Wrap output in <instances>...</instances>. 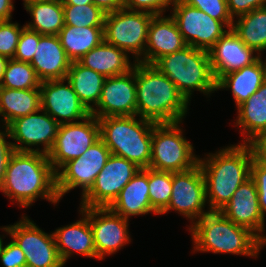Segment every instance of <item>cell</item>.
I'll list each match as a JSON object with an SVG mask.
<instances>
[{
  "label": "cell",
  "mask_w": 266,
  "mask_h": 267,
  "mask_svg": "<svg viewBox=\"0 0 266 267\" xmlns=\"http://www.w3.org/2000/svg\"><path fill=\"white\" fill-rule=\"evenodd\" d=\"M0 191L24 208L31 206L38 197L53 204L60 201L56 172L48 155L40 152L14 151L9 157Z\"/></svg>",
  "instance_id": "1"
},
{
  "label": "cell",
  "mask_w": 266,
  "mask_h": 267,
  "mask_svg": "<svg viewBox=\"0 0 266 267\" xmlns=\"http://www.w3.org/2000/svg\"><path fill=\"white\" fill-rule=\"evenodd\" d=\"M253 152L249 144L240 143L220 149L198 163L205 180L209 211H220L239 186L251 177Z\"/></svg>",
  "instance_id": "2"
},
{
  "label": "cell",
  "mask_w": 266,
  "mask_h": 267,
  "mask_svg": "<svg viewBox=\"0 0 266 267\" xmlns=\"http://www.w3.org/2000/svg\"><path fill=\"white\" fill-rule=\"evenodd\" d=\"M137 115L154 123L182 122L188 101L154 65L135 62Z\"/></svg>",
  "instance_id": "3"
},
{
  "label": "cell",
  "mask_w": 266,
  "mask_h": 267,
  "mask_svg": "<svg viewBox=\"0 0 266 267\" xmlns=\"http://www.w3.org/2000/svg\"><path fill=\"white\" fill-rule=\"evenodd\" d=\"M195 251L258 257L265 245L248 228L237 225L219 211H210L189 227Z\"/></svg>",
  "instance_id": "4"
},
{
  "label": "cell",
  "mask_w": 266,
  "mask_h": 267,
  "mask_svg": "<svg viewBox=\"0 0 266 267\" xmlns=\"http://www.w3.org/2000/svg\"><path fill=\"white\" fill-rule=\"evenodd\" d=\"M134 116L98 118L100 138L111 154L123 157L140 169L149 168L152 149L153 121Z\"/></svg>",
  "instance_id": "5"
},
{
  "label": "cell",
  "mask_w": 266,
  "mask_h": 267,
  "mask_svg": "<svg viewBox=\"0 0 266 267\" xmlns=\"http://www.w3.org/2000/svg\"><path fill=\"white\" fill-rule=\"evenodd\" d=\"M153 65L175 84L188 102L195 90L209 96L217 91L208 51L187 45L162 56Z\"/></svg>",
  "instance_id": "6"
},
{
  "label": "cell",
  "mask_w": 266,
  "mask_h": 267,
  "mask_svg": "<svg viewBox=\"0 0 266 267\" xmlns=\"http://www.w3.org/2000/svg\"><path fill=\"white\" fill-rule=\"evenodd\" d=\"M180 122L161 123L153 127L149 168L165 172H183L198 164L193 145L182 135Z\"/></svg>",
  "instance_id": "7"
},
{
  "label": "cell",
  "mask_w": 266,
  "mask_h": 267,
  "mask_svg": "<svg viewBox=\"0 0 266 267\" xmlns=\"http://www.w3.org/2000/svg\"><path fill=\"white\" fill-rule=\"evenodd\" d=\"M153 14L144 11L119 9L105 15L104 41L135 55L134 62L142 63L148 28Z\"/></svg>",
  "instance_id": "8"
},
{
  "label": "cell",
  "mask_w": 266,
  "mask_h": 267,
  "mask_svg": "<svg viewBox=\"0 0 266 267\" xmlns=\"http://www.w3.org/2000/svg\"><path fill=\"white\" fill-rule=\"evenodd\" d=\"M21 219L1 229L12 237L25 254L26 267H63L53 232L45 233L26 216Z\"/></svg>",
  "instance_id": "9"
},
{
  "label": "cell",
  "mask_w": 266,
  "mask_h": 267,
  "mask_svg": "<svg viewBox=\"0 0 266 267\" xmlns=\"http://www.w3.org/2000/svg\"><path fill=\"white\" fill-rule=\"evenodd\" d=\"M110 155V149L100 138L80 157L65 163L61 170L56 172V190L59 199L76 187L82 188L83 196L92 187Z\"/></svg>",
  "instance_id": "10"
},
{
  "label": "cell",
  "mask_w": 266,
  "mask_h": 267,
  "mask_svg": "<svg viewBox=\"0 0 266 267\" xmlns=\"http://www.w3.org/2000/svg\"><path fill=\"white\" fill-rule=\"evenodd\" d=\"M100 139V125L94 115L82 121L60 124L48 159L55 172L68 161L80 157Z\"/></svg>",
  "instance_id": "11"
},
{
  "label": "cell",
  "mask_w": 266,
  "mask_h": 267,
  "mask_svg": "<svg viewBox=\"0 0 266 267\" xmlns=\"http://www.w3.org/2000/svg\"><path fill=\"white\" fill-rule=\"evenodd\" d=\"M174 18L183 40L196 49L209 51L225 34L227 26L199 9L189 6L182 0H173Z\"/></svg>",
  "instance_id": "12"
},
{
  "label": "cell",
  "mask_w": 266,
  "mask_h": 267,
  "mask_svg": "<svg viewBox=\"0 0 266 267\" xmlns=\"http://www.w3.org/2000/svg\"><path fill=\"white\" fill-rule=\"evenodd\" d=\"M139 170L133 162L111 154L92 187L81 196V207H109Z\"/></svg>",
  "instance_id": "13"
},
{
  "label": "cell",
  "mask_w": 266,
  "mask_h": 267,
  "mask_svg": "<svg viewBox=\"0 0 266 267\" xmlns=\"http://www.w3.org/2000/svg\"><path fill=\"white\" fill-rule=\"evenodd\" d=\"M59 125L48 113L40 110L12 121L6 128L9 138L16 141L11 143L14 151L40 152L48 155L54 145ZM40 144L43 149L40 148Z\"/></svg>",
  "instance_id": "14"
},
{
  "label": "cell",
  "mask_w": 266,
  "mask_h": 267,
  "mask_svg": "<svg viewBox=\"0 0 266 267\" xmlns=\"http://www.w3.org/2000/svg\"><path fill=\"white\" fill-rule=\"evenodd\" d=\"M206 201L205 180L198 163L190 170L172 173L170 202L160 214L174 210L195 223L210 212L203 210Z\"/></svg>",
  "instance_id": "15"
},
{
  "label": "cell",
  "mask_w": 266,
  "mask_h": 267,
  "mask_svg": "<svg viewBox=\"0 0 266 267\" xmlns=\"http://www.w3.org/2000/svg\"><path fill=\"white\" fill-rule=\"evenodd\" d=\"M89 218L97 259L115 254L131 242L128 219L113 212L109 207L80 208Z\"/></svg>",
  "instance_id": "16"
},
{
  "label": "cell",
  "mask_w": 266,
  "mask_h": 267,
  "mask_svg": "<svg viewBox=\"0 0 266 267\" xmlns=\"http://www.w3.org/2000/svg\"><path fill=\"white\" fill-rule=\"evenodd\" d=\"M97 108L91 111L97 119L137 115L135 65L125 74L107 77Z\"/></svg>",
  "instance_id": "17"
},
{
  "label": "cell",
  "mask_w": 266,
  "mask_h": 267,
  "mask_svg": "<svg viewBox=\"0 0 266 267\" xmlns=\"http://www.w3.org/2000/svg\"><path fill=\"white\" fill-rule=\"evenodd\" d=\"M66 82L67 84H64ZM40 91L41 110L48 113L59 124L74 123L76 119L81 121L91 115L66 78L42 81Z\"/></svg>",
  "instance_id": "18"
},
{
  "label": "cell",
  "mask_w": 266,
  "mask_h": 267,
  "mask_svg": "<svg viewBox=\"0 0 266 267\" xmlns=\"http://www.w3.org/2000/svg\"><path fill=\"white\" fill-rule=\"evenodd\" d=\"M219 212L233 223L248 228L266 245V236L262 234L265 220L260 212L256 184L251 177L239 186Z\"/></svg>",
  "instance_id": "19"
},
{
  "label": "cell",
  "mask_w": 266,
  "mask_h": 267,
  "mask_svg": "<svg viewBox=\"0 0 266 267\" xmlns=\"http://www.w3.org/2000/svg\"><path fill=\"white\" fill-rule=\"evenodd\" d=\"M211 68L216 81L223 75L240 70L256 62L260 55L246 46L237 33L228 29L208 51Z\"/></svg>",
  "instance_id": "20"
},
{
  "label": "cell",
  "mask_w": 266,
  "mask_h": 267,
  "mask_svg": "<svg viewBox=\"0 0 266 267\" xmlns=\"http://www.w3.org/2000/svg\"><path fill=\"white\" fill-rule=\"evenodd\" d=\"M187 44L172 16L154 15L149 28L148 39L142 63L153 65L159 58L182 50Z\"/></svg>",
  "instance_id": "21"
},
{
  "label": "cell",
  "mask_w": 266,
  "mask_h": 267,
  "mask_svg": "<svg viewBox=\"0 0 266 267\" xmlns=\"http://www.w3.org/2000/svg\"><path fill=\"white\" fill-rule=\"evenodd\" d=\"M71 63L58 35H42L30 64L42 82L65 79Z\"/></svg>",
  "instance_id": "22"
},
{
  "label": "cell",
  "mask_w": 266,
  "mask_h": 267,
  "mask_svg": "<svg viewBox=\"0 0 266 267\" xmlns=\"http://www.w3.org/2000/svg\"><path fill=\"white\" fill-rule=\"evenodd\" d=\"M79 211L82 219L53 232L55 244L64 265L74 252L97 259L89 218L81 209Z\"/></svg>",
  "instance_id": "23"
},
{
  "label": "cell",
  "mask_w": 266,
  "mask_h": 267,
  "mask_svg": "<svg viewBox=\"0 0 266 267\" xmlns=\"http://www.w3.org/2000/svg\"><path fill=\"white\" fill-rule=\"evenodd\" d=\"M109 208L129 220L131 216L158 213L149 200L148 168L140 169L123 187Z\"/></svg>",
  "instance_id": "24"
},
{
  "label": "cell",
  "mask_w": 266,
  "mask_h": 267,
  "mask_svg": "<svg viewBox=\"0 0 266 267\" xmlns=\"http://www.w3.org/2000/svg\"><path fill=\"white\" fill-rule=\"evenodd\" d=\"M266 81V61L260 57L251 65L225 74L216 81V89H230L236 107L252 96Z\"/></svg>",
  "instance_id": "25"
},
{
  "label": "cell",
  "mask_w": 266,
  "mask_h": 267,
  "mask_svg": "<svg viewBox=\"0 0 266 267\" xmlns=\"http://www.w3.org/2000/svg\"><path fill=\"white\" fill-rule=\"evenodd\" d=\"M128 56L122 49L103 41L79 59L78 62L107 78L125 74L133 69L135 62L132 64Z\"/></svg>",
  "instance_id": "26"
},
{
  "label": "cell",
  "mask_w": 266,
  "mask_h": 267,
  "mask_svg": "<svg viewBox=\"0 0 266 267\" xmlns=\"http://www.w3.org/2000/svg\"><path fill=\"white\" fill-rule=\"evenodd\" d=\"M237 110L235 125L241 128V135H246L243 143L248 144L256 136L266 133V81Z\"/></svg>",
  "instance_id": "27"
},
{
  "label": "cell",
  "mask_w": 266,
  "mask_h": 267,
  "mask_svg": "<svg viewBox=\"0 0 266 267\" xmlns=\"http://www.w3.org/2000/svg\"><path fill=\"white\" fill-rule=\"evenodd\" d=\"M41 110V91L37 89H11L0 87V116L3 127L12 121Z\"/></svg>",
  "instance_id": "28"
},
{
  "label": "cell",
  "mask_w": 266,
  "mask_h": 267,
  "mask_svg": "<svg viewBox=\"0 0 266 267\" xmlns=\"http://www.w3.org/2000/svg\"><path fill=\"white\" fill-rule=\"evenodd\" d=\"M66 79L71 83L80 101L91 112L100 100L106 77L74 61Z\"/></svg>",
  "instance_id": "29"
},
{
  "label": "cell",
  "mask_w": 266,
  "mask_h": 267,
  "mask_svg": "<svg viewBox=\"0 0 266 267\" xmlns=\"http://www.w3.org/2000/svg\"><path fill=\"white\" fill-rule=\"evenodd\" d=\"M68 58L74 62L104 41V27H75L65 25L58 33Z\"/></svg>",
  "instance_id": "30"
},
{
  "label": "cell",
  "mask_w": 266,
  "mask_h": 267,
  "mask_svg": "<svg viewBox=\"0 0 266 267\" xmlns=\"http://www.w3.org/2000/svg\"><path fill=\"white\" fill-rule=\"evenodd\" d=\"M23 4L33 18V22L26 23L27 29L42 35H58L65 26L61 1H35Z\"/></svg>",
  "instance_id": "31"
},
{
  "label": "cell",
  "mask_w": 266,
  "mask_h": 267,
  "mask_svg": "<svg viewBox=\"0 0 266 267\" xmlns=\"http://www.w3.org/2000/svg\"><path fill=\"white\" fill-rule=\"evenodd\" d=\"M233 21L232 29L244 44L261 55L266 50V6L241 15Z\"/></svg>",
  "instance_id": "32"
},
{
  "label": "cell",
  "mask_w": 266,
  "mask_h": 267,
  "mask_svg": "<svg viewBox=\"0 0 266 267\" xmlns=\"http://www.w3.org/2000/svg\"><path fill=\"white\" fill-rule=\"evenodd\" d=\"M41 81L28 62L9 59L0 87L11 89H37Z\"/></svg>",
  "instance_id": "33"
},
{
  "label": "cell",
  "mask_w": 266,
  "mask_h": 267,
  "mask_svg": "<svg viewBox=\"0 0 266 267\" xmlns=\"http://www.w3.org/2000/svg\"><path fill=\"white\" fill-rule=\"evenodd\" d=\"M149 200L158 215L168 206L172 194V172L148 168Z\"/></svg>",
  "instance_id": "34"
},
{
  "label": "cell",
  "mask_w": 266,
  "mask_h": 267,
  "mask_svg": "<svg viewBox=\"0 0 266 267\" xmlns=\"http://www.w3.org/2000/svg\"><path fill=\"white\" fill-rule=\"evenodd\" d=\"M65 25L75 27H104L105 15L94 4L63 5Z\"/></svg>",
  "instance_id": "35"
},
{
  "label": "cell",
  "mask_w": 266,
  "mask_h": 267,
  "mask_svg": "<svg viewBox=\"0 0 266 267\" xmlns=\"http://www.w3.org/2000/svg\"><path fill=\"white\" fill-rule=\"evenodd\" d=\"M189 6L195 7L205 12L212 18L223 22L227 29L232 28L233 19L229 14L227 0H182Z\"/></svg>",
  "instance_id": "36"
},
{
  "label": "cell",
  "mask_w": 266,
  "mask_h": 267,
  "mask_svg": "<svg viewBox=\"0 0 266 267\" xmlns=\"http://www.w3.org/2000/svg\"><path fill=\"white\" fill-rule=\"evenodd\" d=\"M18 23L0 21V55L13 59L22 30Z\"/></svg>",
  "instance_id": "37"
},
{
  "label": "cell",
  "mask_w": 266,
  "mask_h": 267,
  "mask_svg": "<svg viewBox=\"0 0 266 267\" xmlns=\"http://www.w3.org/2000/svg\"><path fill=\"white\" fill-rule=\"evenodd\" d=\"M41 36L42 34L25 27L19 37L13 59L20 62L31 63Z\"/></svg>",
  "instance_id": "38"
},
{
  "label": "cell",
  "mask_w": 266,
  "mask_h": 267,
  "mask_svg": "<svg viewBox=\"0 0 266 267\" xmlns=\"http://www.w3.org/2000/svg\"><path fill=\"white\" fill-rule=\"evenodd\" d=\"M173 0H123V8L130 11H144L153 15H162L172 6Z\"/></svg>",
  "instance_id": "39"
},
{
  "label": "cell",
  "mask_w": 266,
  "mask_h": 267,
  "mask_svg": "<svg viewBox=\"0 0 266 267\" xmlns=\"http://www.w3.org/2000/svg\"><path fill=\"white\" fill-rule=\"evenodd\" d=\"M251 178L254 180L258 192L260 212L265 220L266 212V166L259 164L254 158L251 164Z\"/></svg>",
  "instance_id": "40"
},
{
  "label": "cell",
  "mask_w": 266,
  "mask_h": 267,
  "mask_svg": "<svg viewBox=\"0 0 266 267\" xmlns=\"http://www.w3.org/2000/svg\"><path fill=\"white\" fill-rule=\"evenodd\" d=\"M0 260L4 267H26V257L18 244L12 239L0 251Z\"/></svg>",
  "instance_id": "41"
},
{
  "label": "cell",
  "mask_w": 266,
  "mask_h": 267,
  "mask_svg": "<svg viewBox=\"0 0 266 267\" xmlns=\"http://www.w3.org/2000/svg\"><path fill=\"white\" fill-rule=\"evenodd\" d=\"M265 6L266 0H227L228 11L233 20L235 16L237 18Z\"/></svg>",
  "instance_id": "42"
},
{
  "label": "cell",
  "mask_w": 266,
  "mask_h": 267,
  "mask_svg": "<svg viewBox=\"0 0 266 267\" xmlns=\"http://www.w3.org/2000/svg\"><path fill=\"white\" fill-rule=\"evenodd\" d=\"M4 131L0 130V186L3 183L7 163L10 155L14 152L12 142H7L6 137L9 138V133L6 127Z\"/></svg>",
  "instance_id": "43"
},
{
  "label": "cell",
  "mask_w": 266,
  "mask_h": 267,
  "mask_svg": "<svg viewBox=\"0 0 266 267\" xmlns=\"http://www.w3.org/2000/svg\"><path fill=\"white\" fill-rule=\"evenodd\" d=\"M253 152V158L259 163L266 166V133L256 136L248 143Z\"/></svg>",
  "instance_id": "44"
},
{
  "label": "cell",
  "mask_w": 266,
  "mask_h": 267,
  "mask_svg": "<svg viewBox=\"0 0 266 267\" xmlns=\"http://www.w3.org/2000/svg\"><path fill=\"white\" fill-rule=\"evenodd\" d=\"M93 4L104 13H111L123 8V0H92Z\"/></svg>",
  "instance_id": "45"
},
{
  "label": "cell",
  "mask_w": 266,
  "mask_h": 267,
  "mask_svg": "<svg viewBox=\"0 0 266 267\" xmlns=\"http://www.w3.org/2000/svg\"><path fill=\"white\" fill-rule=\"evenodd\" d=\"M14 10L13 0H0V21H9L12 19Z\"/></svg>",
  "instance_id": "46"
},
{
  "label": "cell",
  "mask_w": 266,
  "mask_h": 267,
  "mask_svg": "<svg viewBox=\"0 0 266 267\" xmlns=\"http://www.w3.org/2000/svg\"><path fill=\"white\" fill-rule=\"evenodd\" d=\"M9 59L5 56L0 55V85L3 81L4 72L6 70V66L8 64Z\"/></svg>",
  "instance_id": "47"
},
{
  "label": "cell",
  "mask_w": 266,
  "mask_h": 267,
  "mask_svg": "<svg viewBox=\"0 0 266 267\" xmlns=\"http://www.w3.org/2000/svg\"><path fill=\"white\" fill-rule=\"evenodd\" d=\"M63 5H84L93 4L92 0H61Z\"/></svg>",
  "instance_id": "48"
},
{
  "label": "cell",
  "mask_w": 266,
  "mask_h": 267,
  "mask_svg": "<svg viewBox=\"0 0 266 267\" xmlns=\"http://www.w3.org/2000/svg\"><path fill=\"white\" fill-rule=\"evenodd\" d=\"M24 2H35V1H61V0H23Z\"/></svg>",
  "instance_id": "49"
},
{
  "label": "cell",
  "mask_w": 266,
  "mask_h": 267,
  "mask_svg": "<svg viewBox=\"0 0 266 267\" xmlns=\"http://www.w3.org/2000/svg\"><path fill=\"white\" fill-rule=\"evenodd\" d=\"M2 246H3V239L0 237V251H1Z\"/></svg>",
  "instance_id": "50"
}]
</instances>
